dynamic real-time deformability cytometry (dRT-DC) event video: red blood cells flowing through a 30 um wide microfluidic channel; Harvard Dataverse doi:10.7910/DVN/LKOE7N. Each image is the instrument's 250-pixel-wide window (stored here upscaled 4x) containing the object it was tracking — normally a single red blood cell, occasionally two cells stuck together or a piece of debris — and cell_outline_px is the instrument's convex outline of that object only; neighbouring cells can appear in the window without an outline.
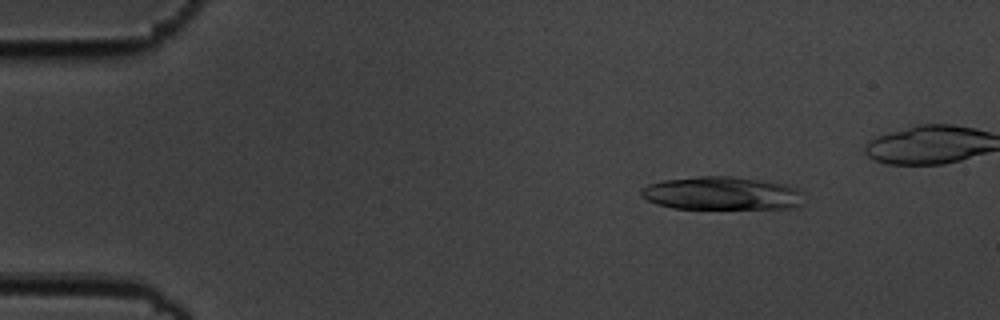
{"species": "common noctule bat (a hibernating species)", "species_latin": "Nyctalus noctula", "temperature_condition": "cold", "stored_images_in_passage": 22, "camera_frame_rate_fps": 3000, "um_per_image_px": 0.085, "animal": {"sex": "male", "body_mass_g": 19.5, "forearm_length_mm": 54.6}, "frame": {"image": 1, "passage_image": 7, "time_ms": 2.0, "image_size_px": [1000, 320], "cell_outline_px": [[804, 204], [796, 208], [672, 208], [656, 204], [640, 196], [640, 188], [648, 184], [664, 180], [696, 176], [728, 176], [788, 184], [804, 192]], "centroid_in_image_um": [61.38, 16.43], "position_along_channel_um": 23.6, "area_um2": 31.79}}